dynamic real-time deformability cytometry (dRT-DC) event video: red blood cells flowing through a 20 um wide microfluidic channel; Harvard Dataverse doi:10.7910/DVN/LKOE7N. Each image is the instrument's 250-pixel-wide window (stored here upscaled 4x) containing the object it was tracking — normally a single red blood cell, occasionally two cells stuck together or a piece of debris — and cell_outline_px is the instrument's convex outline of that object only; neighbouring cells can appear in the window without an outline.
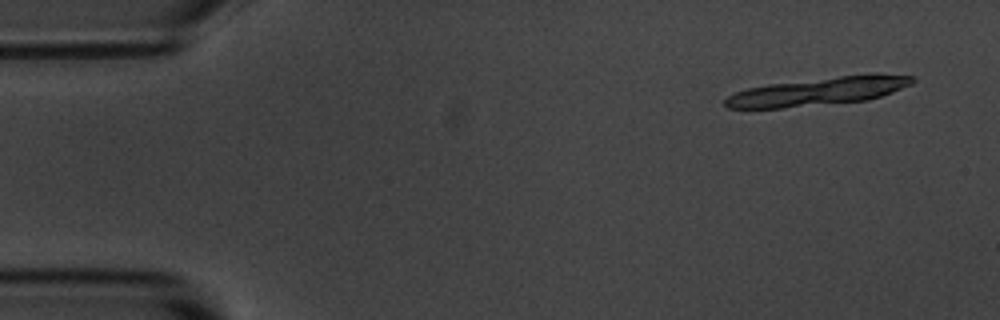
{"species": "common noctule bat (a hibernating species)", "species_latin": "Nyctalus noctula", "temperature_condition": "room temperature", "stored_images_in_passage": 4, "camera_frame_rate_fps": 3000, "um_per_image_px": 0.085, "animal": {"sex": "male", "body_mass_g": 20.1, "forearm_length_mm": 53.5}, "frame": {"image": 1, "passage_image": 1, "time_ms": 0.0, "image_size_px": [1000, 320], "cell_outline_px": [[916, 80], [912, 84], [892, 92], [868, 100], [784, 108], [728, 108], [724, 104], [724, 100], [728, 96], [736, 92], [748, 88], [768, 84], [872, 72], [880, 72], [912, 76]], "centroid_in_image_um": [69.63, 7.74], "position_along_channel_um": 15.4, "area_um2": 30.98}}
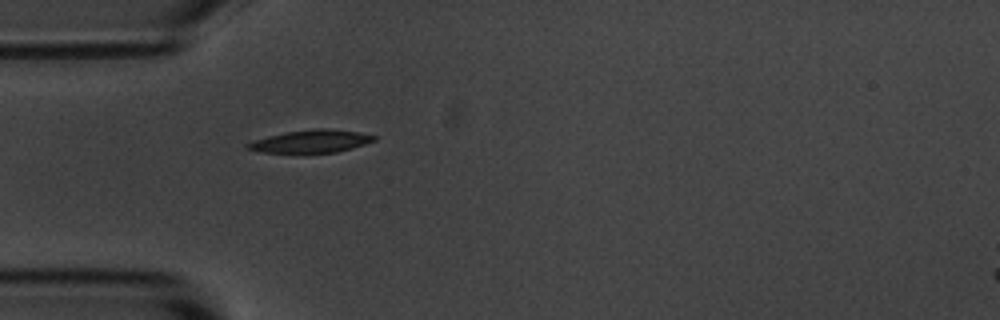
{"frame": {"image": 2, "passage_image": 4, "time_ms": 4.333, "image_size_px": [1000, 320], "cell_outline_px": [[376, 140], [352, 148], [336, 152], [304, 156], [264, 152], [248, 148], [244, 144], [268, 136], [288, 132], [316, 128], [328, 128], [360, 132], [376, 136]], "centroid_in_image_um": [26.44, 12.06], "position_along_channel_um": 58.6, "area_um2": 17.4}}